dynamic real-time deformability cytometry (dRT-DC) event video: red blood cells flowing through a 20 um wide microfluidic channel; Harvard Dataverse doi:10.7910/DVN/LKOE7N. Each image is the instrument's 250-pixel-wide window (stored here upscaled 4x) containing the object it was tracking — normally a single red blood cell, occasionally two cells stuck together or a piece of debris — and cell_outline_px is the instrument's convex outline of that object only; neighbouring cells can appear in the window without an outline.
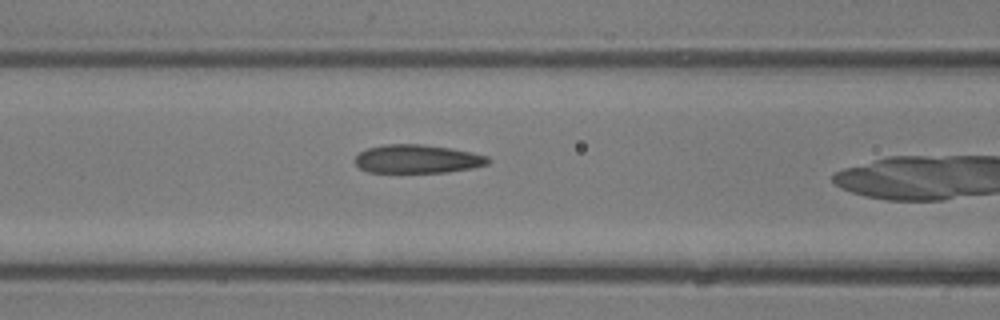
{"species": "common noctule bat (a hibernating species)", "species_latin": "Nyctalus noctula", "temperature_condition": "room temperature", "stored_images_in_passage": 10, "camera_frame_rate_fps": 3000, "um_per_image_px": 0.085, "animal": {"sex": "male", "body_mass_g": 13.3}, "frame": {"image": 1, "passage_image": 6, "time_ms": 1.667, "image_size_px": [1000, 320], "cell_outline_px": [[492, 160], [488, 164], [472, 168], [448, 172], [368, 172], [360, 168], [356, 164], [356, 156], [360, 152], [368, 148], [384, 144], [424, 144], [452, 148], [472, 152], [488, 156]], "centroid_in_image_um": [35.52, 13.5], "position_along_channel_um": 131.1, "area_um2": 22.2}}